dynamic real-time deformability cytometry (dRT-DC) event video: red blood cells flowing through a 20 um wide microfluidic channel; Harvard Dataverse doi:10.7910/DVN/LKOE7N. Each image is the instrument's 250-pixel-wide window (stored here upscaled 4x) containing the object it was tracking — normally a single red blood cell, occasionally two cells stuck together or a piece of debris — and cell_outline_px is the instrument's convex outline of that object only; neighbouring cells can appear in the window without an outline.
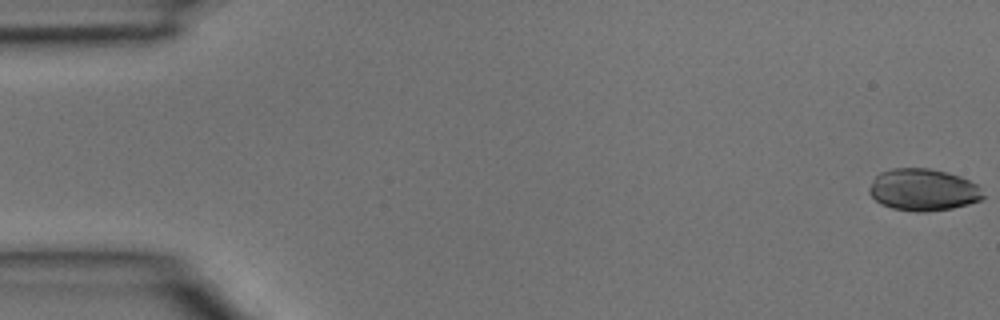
{"species": "common noctule bat (a hibernating species)", "species_latin": "Nyctalus noctula", "temperature_condition": "room temperature", "stored_images_in_passage": 3, "camera_frame_rate_fps": 3000, "um_per_image_px": 0.085, "animal": {"sex": "male", "body_mass_g": 15.6}, "frame": {"image": 1, "passage_image": 1, "time_ms": 0.0, "image_size_px": [1000, 320], "cell_outline_px": [[984, 200], [952, 208], [928, 212], [916, 212], [892, 208], [880, 204], [868, 192], [868, 188], [872, 180], [880, 172], [892, 168], [928, 168], [960, 176], [976, 184], [980, 188], [984, 196]], "centroid_in_image_um": [78.45, 16.14], "position_along_channel_um": 6.5, "area_um2": 27.98}}